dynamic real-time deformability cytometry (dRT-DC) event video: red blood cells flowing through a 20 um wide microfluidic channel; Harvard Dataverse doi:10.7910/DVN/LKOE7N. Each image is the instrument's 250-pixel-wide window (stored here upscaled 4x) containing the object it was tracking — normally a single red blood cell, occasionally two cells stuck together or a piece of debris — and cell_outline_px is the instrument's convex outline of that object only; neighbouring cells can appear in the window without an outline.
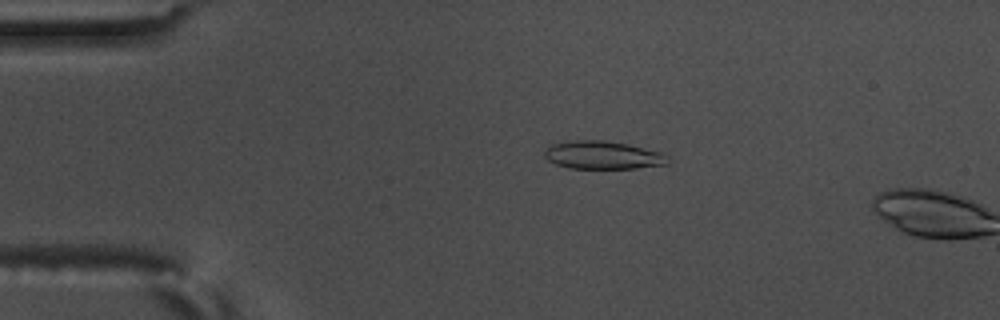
{"species": "common noctule bat (a hibernating species)", "species_latin": "Nyctalus noctula", "temperature_condition": "warm", "stored_images_in_passage": 13, "camera_frame_rate_fps": 3000, "um_per_image_px": 0.085, "animal": {"sex": "male", "body_mass_g": 17.5, "forearm_length_mm": 52.3}, "frame": {"image": 1, "passage_image": 11, "time_ms": 3.333, "image_size_px": [1000, 320], "cell_outline_px": [[668, 164], [636, 168], [568, 168], [556, 164], [548, 160], [544, 156], [544, 152], [552, 144], [576, 140], [604, 140], [628, 144], [660, 152], [668, 156]], "centroid_in_image_um": [51.24, 13.18], "position_along_channel_um": 33.8, "area_um2": 20.0}}